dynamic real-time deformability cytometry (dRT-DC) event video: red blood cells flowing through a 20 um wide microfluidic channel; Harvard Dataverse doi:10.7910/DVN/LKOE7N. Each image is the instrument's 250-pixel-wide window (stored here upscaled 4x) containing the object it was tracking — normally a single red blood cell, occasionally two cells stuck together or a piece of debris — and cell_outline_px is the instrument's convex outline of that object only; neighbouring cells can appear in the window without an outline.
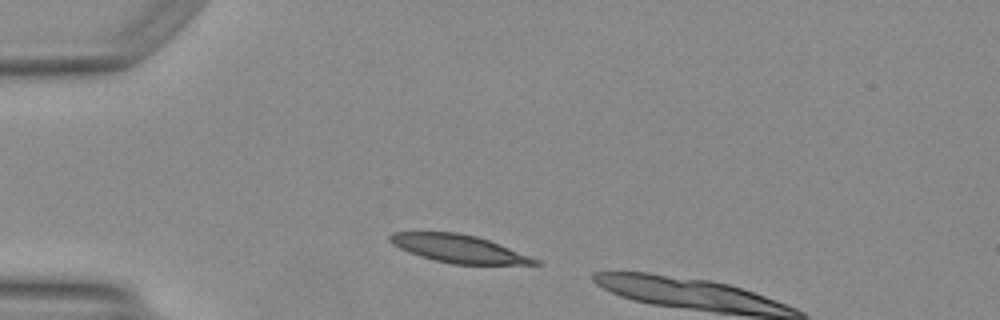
{"species": "Egyptian fruit bat (a non-hibernating species)", "species_latin": "Rousettus aegyptiacus", "temperature_condition": "warm", "stored_images_in_passage": 4, "camera_frame_rate_fps": 3000, "um_per_image_px": 0.085, "animal": {"sex": "female"}, "frame": {"image": 1, "passage_image": 1, "time_ms": 0.0, "image_size_px": [1000, 320], "cell_outline_px": [[540, 264], [452, 264], [420, 256], [408, 252], [392, 244], [388, 240], [388, 236], [392, 232], [456, 232], [476, 236], [488, 240], [540, 260]], "centroid_in_image_um": [38.94, 21.13], "position_along_channel_um": 46.1, "area_um2": 23.24}}